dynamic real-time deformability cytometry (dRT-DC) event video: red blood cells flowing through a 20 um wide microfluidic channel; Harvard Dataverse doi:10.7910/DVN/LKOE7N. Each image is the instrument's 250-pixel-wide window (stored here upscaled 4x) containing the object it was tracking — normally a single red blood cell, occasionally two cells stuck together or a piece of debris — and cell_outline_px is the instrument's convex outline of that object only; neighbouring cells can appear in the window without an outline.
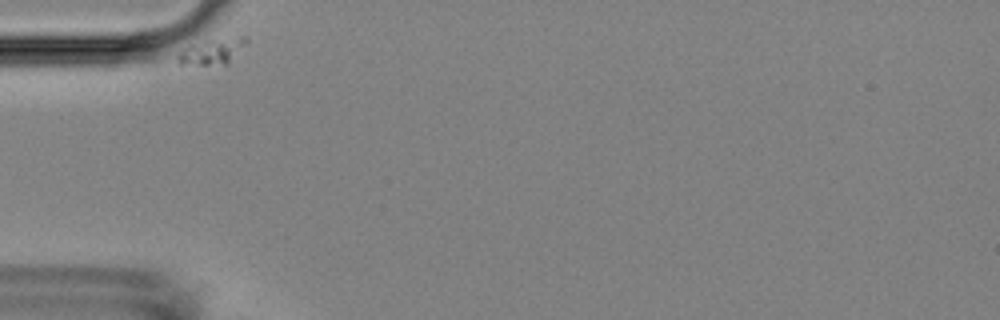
{"species": "Egyptian fruit bat (a non-hibernating species)", "species_latin": "Rousettus aegyptiacus", "temperature_condition": "room temperature", "stored_images_in_passage": 30, "camera_frame_rate_fps": 3000, "um_per_image_px": 0.085, "animal": {"sex": "female"}, "frame": {"image": 1, "passage_image": 1, "time_ms": 0.0, "image_size_px": [1000, 320], "cell_outline_px": [[248, 40], [228, 64], [180, 64], [176, 60], [176, 56], [184, 48], [192, 44], [204, 40], [240, 36], [248, 36]], "centroid_in_image_um": [18.03, 4.35], "position_along_channel_um": 67.0, "area_um2": 10.23}}
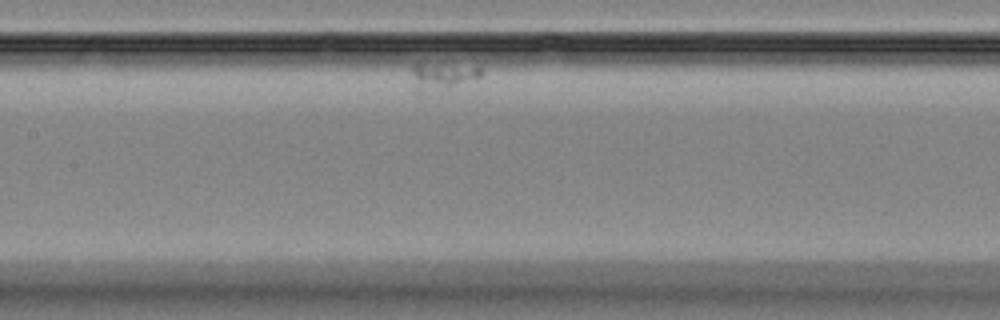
{"frame": {"image": 2, "passage_image": 15, "time_ms": 4.667, "image_size_px": [1000, 320], "cell_outline_px": [[484, 72], [480, 76], [448, 88], [416, 96], [412, 72], [412, 64], [480, 64]], "centroid_in_image_um": [37.61, 6.47], "position_along_channel_um": 169.8, "area_um2": 11.39}}
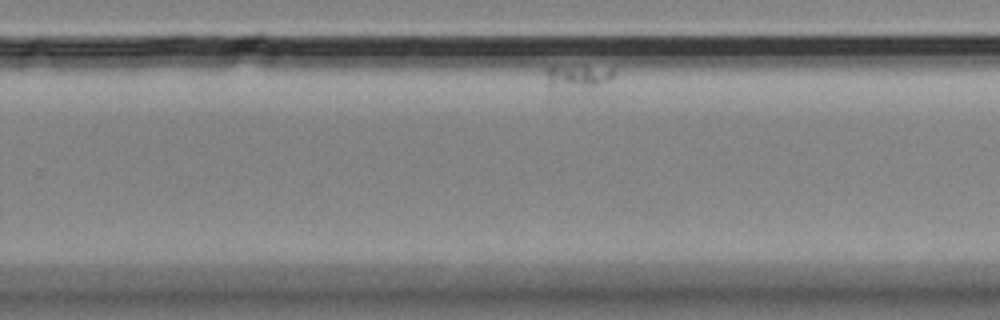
{"frame": {"image": 3, "passage_image": 30, "time_ms": 9.667, "image_size_px": [1000, 320], "cell_outline_px": [[616, 72], [608, 80], [548, 100], [544, 72], [544, 68], [612, 68]], "centroid_in_image_um": [48.75, 6.75], "position_along_channel_um": 281.0, "area_um2": 10.46}}